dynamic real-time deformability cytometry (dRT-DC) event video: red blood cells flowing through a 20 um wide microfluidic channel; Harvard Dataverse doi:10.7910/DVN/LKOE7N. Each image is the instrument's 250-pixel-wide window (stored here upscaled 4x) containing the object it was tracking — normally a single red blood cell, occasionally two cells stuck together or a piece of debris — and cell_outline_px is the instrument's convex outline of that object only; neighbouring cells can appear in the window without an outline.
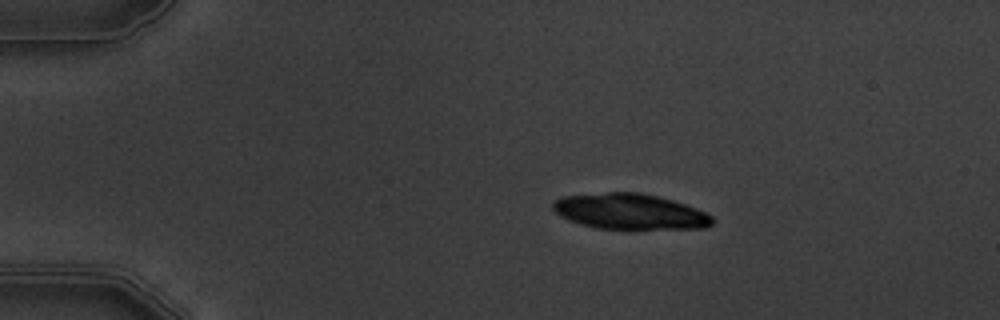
{"species": "common noctule bat (a hibernating species)", "species_latin": "Nyctalus noctula", "temperature_condition": "warm", "stored_images_in_passage": 6, "camera_frame_rate_fps": 3000, "um_per_image_px": 0.085, "animal": {"sex": "male", "body_mass_g": 19.5, "forearm_length_mm": 54.6}, "frame": {"image": 1, "passage_image": 3, "time_ms": 2.333, "image_size_px": [1000, 320], "cell_outline_px": [[712, 224], [704, 228], [596, 228], [580, 224], [568, 220], [560, 216], [552, 208], [552, 204], [556, 200], [564, 196], [608, 192], [640, 192], [672, 200], [696, 208], [712, 216]], "centroid_in_image_um": [53.51, 17.97], "position_along_channel_um": 31.5, "area_um2": 32.66}}